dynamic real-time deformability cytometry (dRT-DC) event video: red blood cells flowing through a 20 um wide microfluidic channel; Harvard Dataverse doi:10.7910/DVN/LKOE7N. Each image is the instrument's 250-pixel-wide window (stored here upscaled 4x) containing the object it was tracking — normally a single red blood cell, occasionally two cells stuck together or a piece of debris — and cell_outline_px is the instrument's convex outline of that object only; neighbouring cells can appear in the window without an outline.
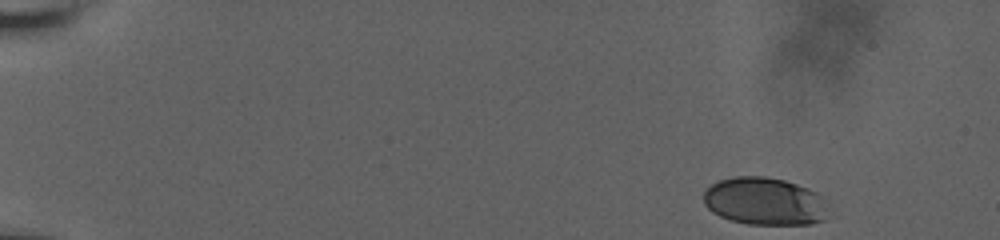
{"species": "human", "species_latin": "Homo sapiens", "temperature_condition": "room temperature", "stored_images_in_passage": 47, "camera_frame_rate_fps": 3000, "um_per_image_px": 0.085, "donor": {"sex": "male"}, "frame": {"image": 1, "passage_image": 1, "time_ms": 0.0, "image_size_px": [1000, 240], "cell_outline_px": [[824, 220], [812, 224], [748, 224], [732, 220], [720, 216], [712, 212], [704, 204], [704, 192], [712, 184], [720, 180], [736, 176], [764, 176], [784, 180], [808, 188], [824, 196]], "centroid_in_image_um": [64.97, 17.1], "position_along_channel_um": 20.0, "area_um2": 34.39}}
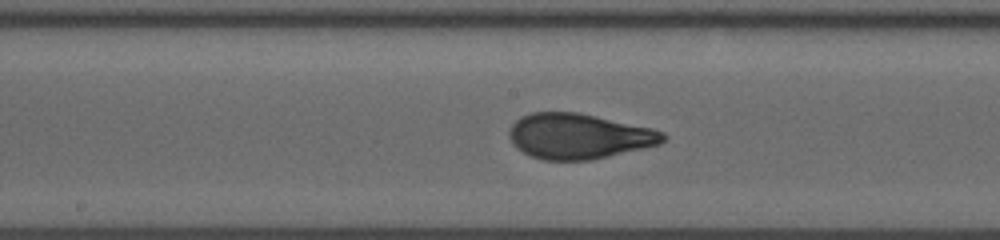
{"frame": {"image": 2, "passage_image": 27, "time_ms": 8.667, "image_size_px": [1000, 240], "cell_outline_px": [[668, 136], [660, 144], [592, 160], [544, 160], [532, 156], [516, 148], [512, 144], [508, 136], [508, 132], [512, 124], [520, 116], [532, 112], [580, 112], [652, 128], [664, 132]], "centroid_in_image_um": [49.18, 11.57], "position_along_channel_um": 199.0, "area_um2": 40.86}}
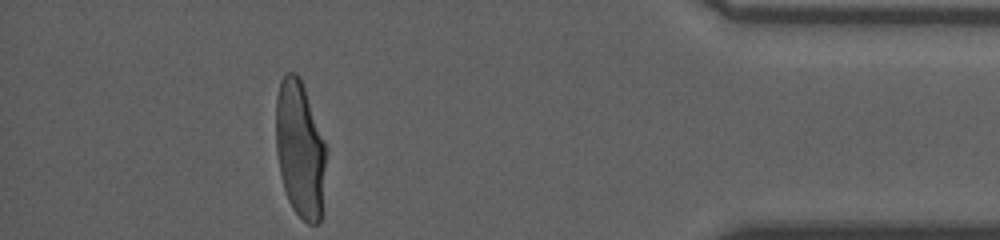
{"frame": {"image": 3, "passage_image": 47, "time_ms": 15.333, "image_size_px": [1000, 240], "cell_outline_px": [[328, 152], [320, 220], [316, 224], [308, 224], [292, 208], [288, 200], [280, 176], [276, 148], [276, 96], [280, 80], [288, 72], [296, 72], [300, 76], [328, 148]], "centroid_in_image_um": [25.51, 12.67], "position_along_channel_um": 409.7, "area_um2": 40.63}, "authors_computed_cell_mechanics": {"area_um2": 39.9398, "velocity_mm_per_s": 3.7767, "shape_relaxation_time_tau1_ms": 5.2851, "shape_relaxation_time_tau2_ms": null, "deformation_change_tau1": 0.1995, "deformation_change_tau2": null}}